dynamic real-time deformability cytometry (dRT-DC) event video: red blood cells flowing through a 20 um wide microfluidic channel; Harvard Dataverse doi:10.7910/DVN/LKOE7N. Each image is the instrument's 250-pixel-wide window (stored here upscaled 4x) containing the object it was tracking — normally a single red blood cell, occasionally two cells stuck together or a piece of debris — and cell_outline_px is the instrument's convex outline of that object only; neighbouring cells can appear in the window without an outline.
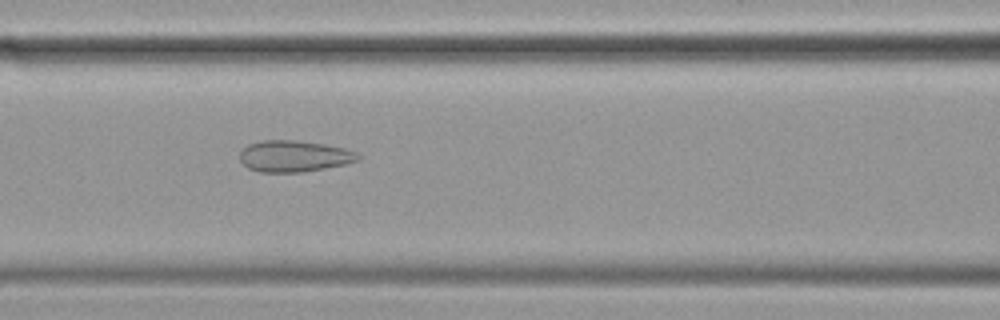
{"species": "common noctule bat (a hibernating species)", "species_latin": "Nyctalus noctula", "temperature_condition": "cold", "stored_images_in_passage": 47, "camera_frame_rate_fps": 3000, "um_per_image_px": 0.085, "animal": {"sex": "female", "body_mass_g": 19.9}, "frame": {"image": 1, "passage_image": 21, "time_ms": 6.667, "image_size_px": [1000, 320], "cell_outline_px": [[360, 160], [344, 164], [324, 168], [300, 172], [260, 172], [248, 168], [240, 160], [240, 152], [248, 144], [264, 140], [296, 140], [324, 144], [344, 148], [356, 152], [360, 156]], "centroid_in_image_um": [24.99, 13.27], "position_along_channel_um": 141.6, "area_um2": 21.5}}
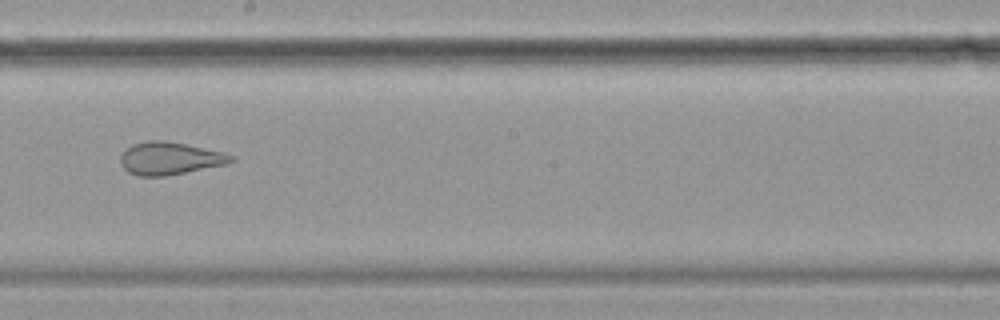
{"frame": {"image": 2, "passage_image": 29, "time_ms": 9.333, "image_size_px": [1000, 320], "cell_outline_px": [[236, 160], [228, 164], [164, 176], [140, 176], [128, 172], [120, 164], [120, 156], [132, 144], [148, 140], [164, 140], [224, 152], [232, 156]], "centroid_in_image_um": [14.43, 13.46], "position_along_channel_um": 233.8, "area_um2": 20.92}}
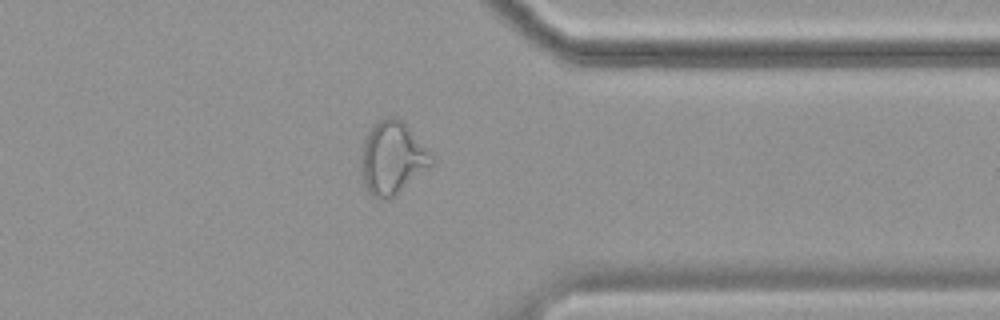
{"frame": {"image": 3, "passage_image": 42, "time_ms": 13.667, "image_size_px": [1000, 320], "cell_outline_px": [[436, 164], [388, 200], [380, 200], [372, 196], [368, 192], [360, 176], [360, 156], [364, 136], [372, 124], [388, 116], [396, 116], [404, 120], [432, 152], [436, 160]], "centroid_in_image_um": [33.37, 13.4], "position_along_channel_um": 378.0, "area_um2": 31.21}, "authors_computed_cell_mechanics": {"area_um2": 23.8136, "velocity_mm_per_s": 3.4787, "shape_relaxation_time_tau1_ms": null, "shape_relaxation_time_tau2_ms": 1.2583, "deformation_change_tau1": null, "deformation_change_tau2": 0.0978}}